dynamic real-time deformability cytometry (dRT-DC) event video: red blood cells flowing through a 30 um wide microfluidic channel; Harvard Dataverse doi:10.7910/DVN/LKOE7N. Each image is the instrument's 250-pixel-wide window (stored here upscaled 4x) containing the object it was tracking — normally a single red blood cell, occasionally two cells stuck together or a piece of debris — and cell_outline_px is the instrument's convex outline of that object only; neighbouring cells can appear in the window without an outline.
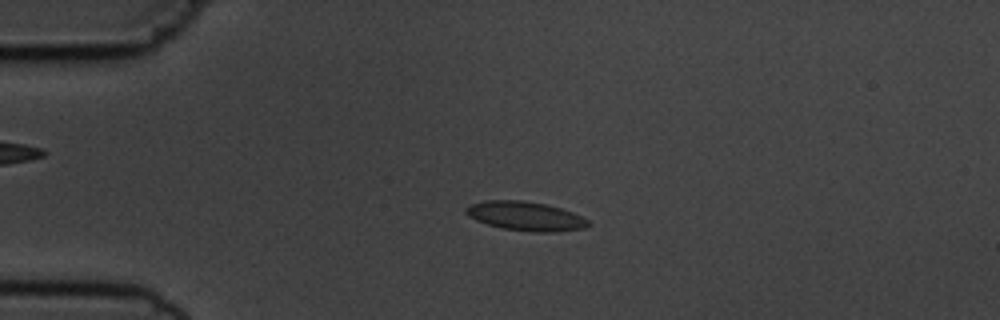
{"species": "common noctule bat (a hibernating species)", "species_latin": "Nyctalus noctula", "temperature_condition": "cold", "stored_images_in_passage": 3, "camera_frame_rate_fps": 3000, "um_per_image_px": 0.085, "animal": {"sex": "male", "body_mass_g": 19.5, "forearm_length_mm": 54.6}, "frame": {"image": 1, "passage_image": 3, "time_ms": 2.333, "image_size_px": [1000, 320], "cell_outline_px": [[592, 224], [584, 228], [556, 232], [532, 232], [504, 228], [488, 224], [476, 220], [468, 216], [464, 212], [464, 208], [468, 204], [484, 200], [520, 200], [544, 204], [560, 208], [572, 212], [588, 220]], "centroid_in_image_um": [44.63, 18.36], "position_along_channel_um": 40.4, "area_um2": 20.75}}